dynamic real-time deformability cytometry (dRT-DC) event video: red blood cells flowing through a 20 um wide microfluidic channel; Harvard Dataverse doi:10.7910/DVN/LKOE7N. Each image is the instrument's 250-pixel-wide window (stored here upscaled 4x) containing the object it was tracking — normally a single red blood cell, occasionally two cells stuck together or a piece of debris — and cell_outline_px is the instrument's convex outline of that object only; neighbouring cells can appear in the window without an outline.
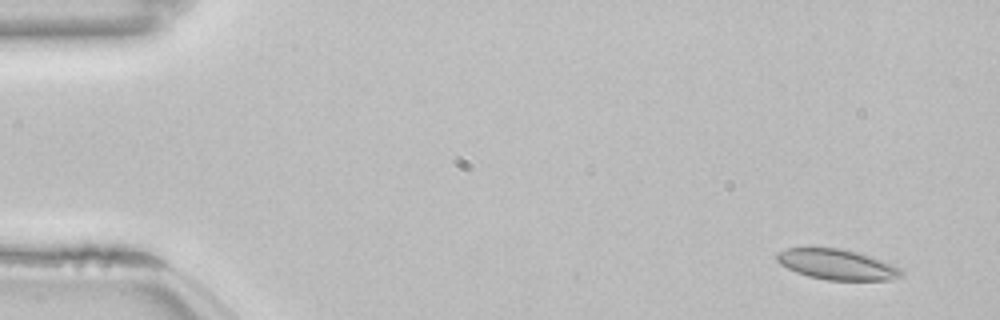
{"species": "common noctule bat (a hibernating species)", "species_latin": "Nyctalus noctula", "temperature_condition": "room temperature", "stored_images_in_passage": 52, "camera_frame_rate_fps": 3000, "um_per_image_px": 0.085, "animal": {"sex": "female", "body_mass_g": 22.7, "forearm_length_mm": 54.2}, "frame": {"image": 1, "passage_image": 2, "time_ms": 0.333, "image_size_px": [1000, 320], "cell_outline_px": [[904, 276], [892, 280], [828, 280], [808, 276], [796, 272], [780, 264], [776, 260], [776, 252], [788, 248], [840, 248], [872, 256], [892, 264], [900, 268], [904, 272]], "centroid_in_image_um": [71.17, 22.48], "position_along_channel_um": 13.8, "area_um2": 22.2}}
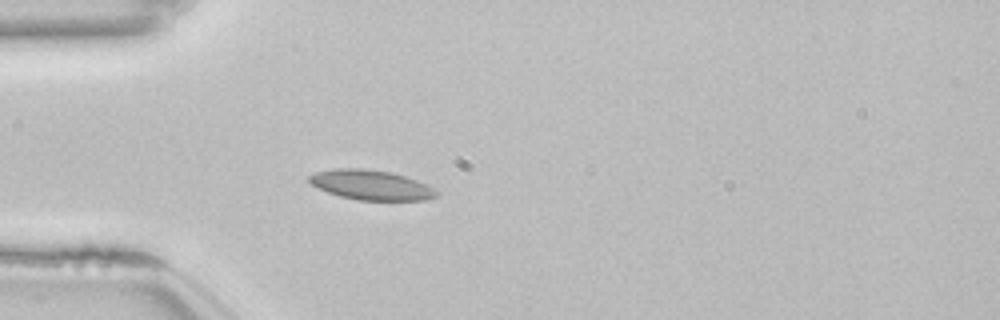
{"frame": {"image": 2, "passage_image": 14, "time_ms": 4.333, "image_size_px": [1000, 320], "cell_outline_px": [[440, 196], [428, 200], [356, 200], [340, 196], [328, 192], [312, 184], [308, 180], [308, 176], [316, 172], [336, 168], [364, 168], [388, 172], [404, 176], [416, 180], [440, 192]], "centroid_in_image_um": [31.56, 15.73], "position_along_channel_um": 53.4, "area_um2": 22.02}}
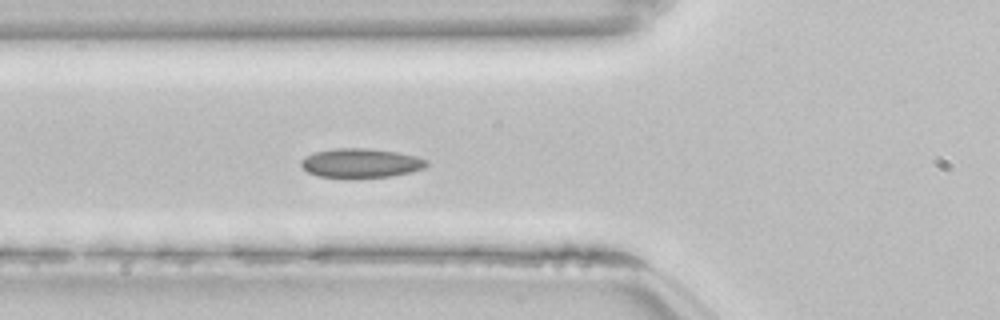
{"frame": {"image": 3, "passage_image": 18, "time_ms": 5.667, "image_size_px": [1000, 320], "cell_outline_px": [[428, 164], [424, 168], [412, 172], [388, 176], [320, 176], [308, 172], [300, 164], [300, 160], [304, 156], [316, 152], [332, 148], [368, 148], [396, 152], [416, 156], [428, 160]], "centroid_in_image_um": [30.68, 13.83], "position_along_channel_um": 95.1, "area_um2": 20.92}, "authors_computed_cell_mechanics": {"area_um2": 21.5305, "velocity_mm_per_s": 3.8198, "shape_relaxation_time_tau1_ms": 4.1889, "shape_relaxation_time_tau2_ms": 1.5245, "deformation_change_tau1": 0.0872, "deformation_change_tau2": 0.0527}}